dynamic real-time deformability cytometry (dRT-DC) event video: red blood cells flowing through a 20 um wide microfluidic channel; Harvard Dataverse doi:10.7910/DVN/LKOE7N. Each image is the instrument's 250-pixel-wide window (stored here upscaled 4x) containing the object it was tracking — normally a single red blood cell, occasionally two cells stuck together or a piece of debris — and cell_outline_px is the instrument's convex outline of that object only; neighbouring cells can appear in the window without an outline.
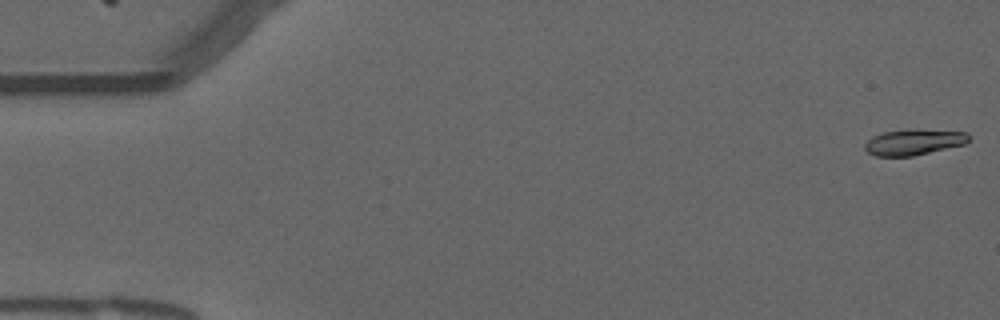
{"species": "common noctule bat (a hibernating species)", "species_latin": "Nyctalus noctula", "temperature_condition": "warm", "stored_images_in_passage": 55, "camera_frame_rate_fps": 3000, "um_per_image_px": 0.085, "animal": {"sex": "male", "forearm_length_mm": 52.5}, "frame": {"image": 1, "passage_image": 1, "time_ms": 0.0, "image_size_px": [1000, 320], "cell_outline_px": [[968, 140], [964, 144], [912, 156], [876, 156], [868, 152], [864, 148], [864, 144], [872, 136], [884, 132], [912, 128], [916, 128], [964, 132], [968, 136]], "centroid_in_image_um": [77.62, 12.06], "position_along_channel_um": 7.4, "area_um2": 15.61}}
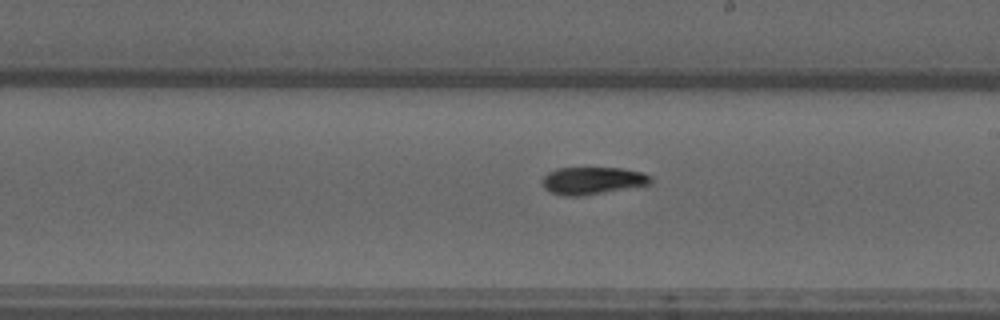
{"frame": {"image": 2, "passage_image": 31, "time_ms": 10.0, "image_size_px": [1000, 320], "cell_outline_px": [[652, 184], [584, 196], [564, 196], [548, 192], [544, 188], [540, 180], [548, 172], [556, 168], [620, 168], [640, 172], [652, 176]], "centroid_in_image_um": [50.33, 15.36], "position_along_channel_um": 238.7, "area_um2": 17.57}}
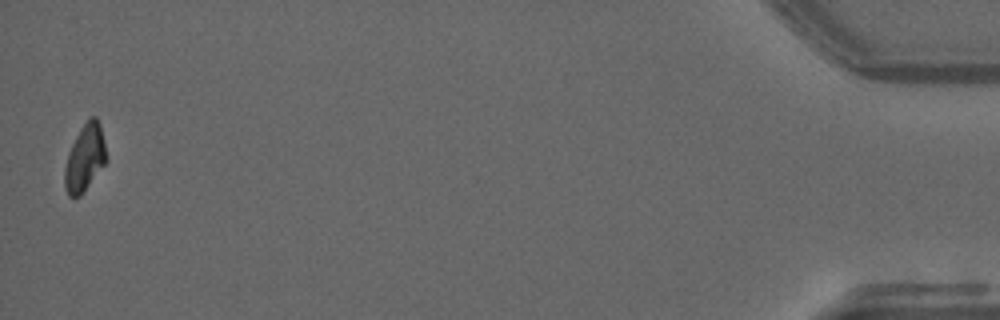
{"frame": {"image": 3, "passage_image": 54, "time_ms": 17.667, "image_size_px": [1000, 320], "cell_outline_px": [[104, 164], [80, 196], [68, 196], [64, 188], [64, 168], [68, 152], [80, 128], [92, 116], [96, 116], [100, 124], [104, 140]], "centroid_in_image_um": [7.16, 13.42], "position_along_channel_um": 428.0, "area_um2": 15.78}, "authors_computed_cell_mechanics": {"area_um2": 17.1088, "velocity_mm_per_s": 3.7403, "shape_relaxation_time_tau1_ms": 5.7962, "shape_relaxation_time_tau2_ms": 3.4892, "deformation_change_tau1": 0.2124, "deformation_change_tau2": 0.0696}}